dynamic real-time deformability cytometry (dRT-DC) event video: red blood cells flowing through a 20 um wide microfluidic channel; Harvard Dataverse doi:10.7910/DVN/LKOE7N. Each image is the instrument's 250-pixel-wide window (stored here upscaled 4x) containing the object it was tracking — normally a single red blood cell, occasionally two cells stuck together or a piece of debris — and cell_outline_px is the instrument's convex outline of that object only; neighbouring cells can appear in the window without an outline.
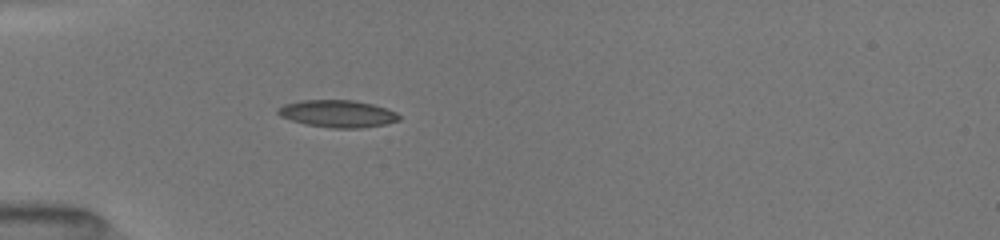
{"species": "common noctule bat (a hibernating species)", "species_latin": "Nyctalus noctula", "temperature_condition": "room temperature", "stored_images_in_passage": 36, "camera_frame_rate_fps": 3000, "um_per_image_px": 0.085, "animal": {"sex": "female", "body_mass_g": 19.5, "forearm_length_mm": 54.1}, "frame": {"image": 1, "passage_image": 1, "time_ms": 0.0, "image_size_px": [1000, 240], "cell_outline_px": [[400, 120], [388, 124], [360, 128], [332, 128], [304, 124], [280, 116], [276, 112], [276, 108], [284, 104], [300, 100], [352, 100], [372, 104], [396, 112], [400, 116]], "centroid_in_image_um": [28.68, 9.67], "position_along_channel_um": 56.3, "area_um2": 19.31}}
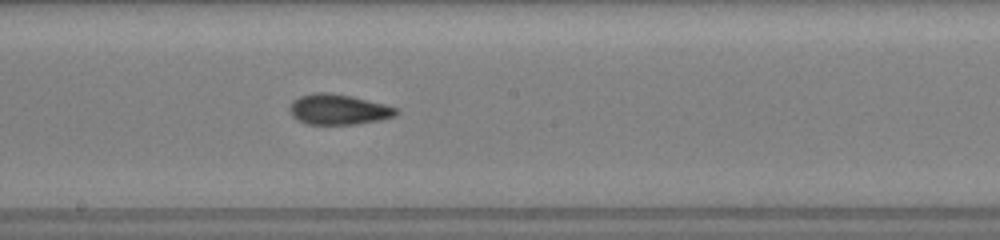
{"frame": {"image": 2, "passage_image": 14, "time_ms": 4.333, "image_size_px": [1000, 240], "cell_outline_px": [[400, 112], [396, 116], [380, 120], [356, 124], [308, 124], [292, 116], [288, 108], [292, 100], [300, 96], [316, 92], [328, 92], [352, 96], [400, 108]], "centroid_in_image_um": [28.8, 9.29], "position_along_channel_um": 219.4, "area_um2": 19.02}}
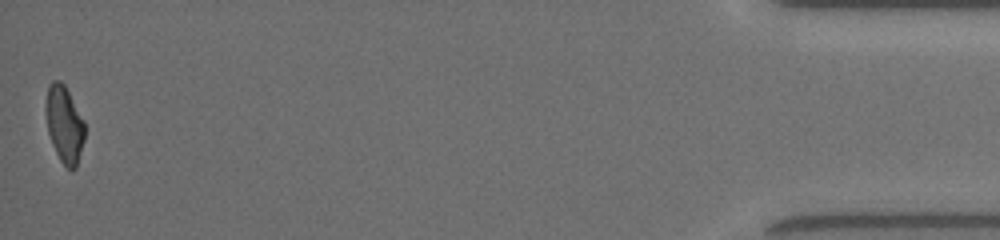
{"frame": {"image": 3, "passage_image": 36, "time_ms": 11.667, "image_size_px": [1000, 240], "cell_outline_px": [[84, 140], [76, 168], [68, 168], [60, 160], [52, 144], [48, 132], [44, 108], [48, 84], [52, 80], [60, 80], [64, 84], [84, 120]], "centroid_in_image_um": [5.44, 10.52], "position_along_channel_um": 429.8, "area_um2": 17.46}, "authors_computed_cell_mechanics": {"area_um2": 18.4093, "velocity_mm_per_s": 4.0269, "shape_relaxation_time_tau1_ms": 9.1526, "shape_relaxation_time_tau2_ms": 2.0438, "deformation_change_tau1": 0.2191, "deformation_change_tau2": 0.0889}}